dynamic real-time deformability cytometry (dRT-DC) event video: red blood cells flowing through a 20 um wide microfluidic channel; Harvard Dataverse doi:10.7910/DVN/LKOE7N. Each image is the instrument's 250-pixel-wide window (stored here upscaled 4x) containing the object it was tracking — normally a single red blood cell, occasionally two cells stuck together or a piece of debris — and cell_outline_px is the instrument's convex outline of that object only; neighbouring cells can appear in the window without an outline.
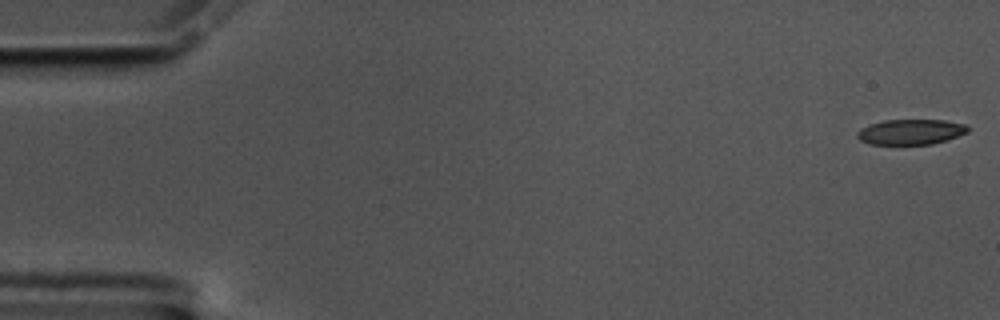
{"species": "common noctule bat (a hibernating species)", "species_latin": "Nyctalus noctula", "temperature_condition": "cold", "stored_images_in_passage": 57, "camera_frame_rate_fps": 3000, "um_per_image_px": 0.085, "animal": {"sex": "male", "body_mass_g": 17.5, "forearm_length_mm": 52.3}, "frame": {"image": 1, "passage_image": 1, "time_ms": 0.0, "image_size_px": [1000, 320], "cell_outline_px": [[968, 132], [948, 140], [932, 144], [872, 144], [860, 140], [856, 136], [856, 132], [860, 128], [884, 120], [944, 120], [968, 124]], "centroid_in_image_um": [77.44, 11.21], "position_along_channel_um": 7.6, "area_um2": 16.36}}
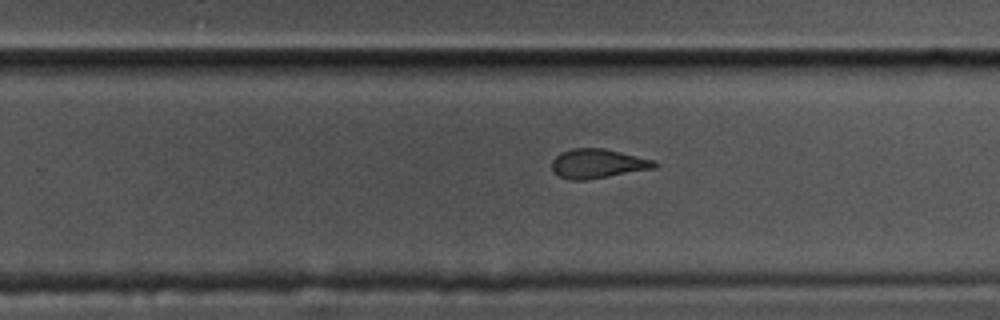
{"frame": {"image": 2, "passage_image": 36, "time_ms": 11.667, "image_size_px": [1000, 320], "cell_outline_px": [[660, 164], [656, 168], [584, 180], [572, 180], [560, 176], [552, 172], [552, 160], [560, 152], [572, 148], [604, 148], [656, 160]], "centroid_in_image_um": [50.83, 13.89], "position_along_channel_um": 279.0, "area_um2": 17.63}}
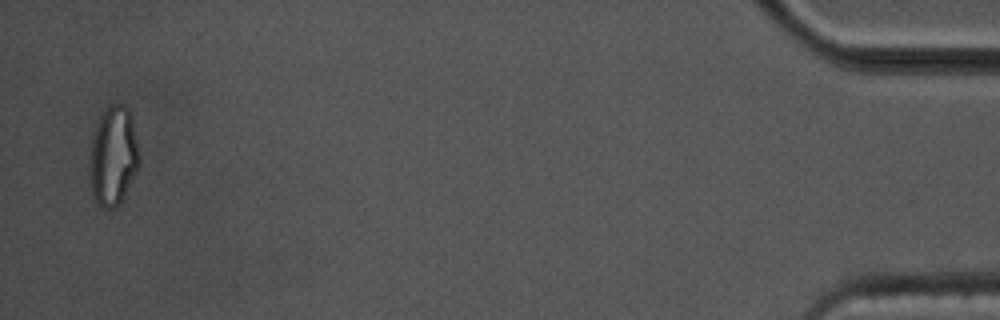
{"frame": {"image": 3, "passage_image": 56, "time_ms": 18.333, "image_size_px": [1000, 320], "cell_outline_px": [[140, 164], [120, 200], [112, 208], [104, 208], [96, 204], [92, 192], [88, 168], [88, 164], [92, 132], [100, 116], [108, 104], [124, 104], [128, 108], [132, 116], [140, 160]], "centroid_in_image_um": [9.59, 13.2], "position_along_channel_um": 425.6, "area_um2": 28.84}, "authors_computed_cell_mechanics": {"area_um2": 18.1492, "velocity_mm_per_s": 3.5096, "shape_relaxation_time_tau1_ms": null, "shape_relaxation_time_tau2_ms": 2.7235, "deformation_change_tau1": null, "deformation_change_tau2": 0.1013}}